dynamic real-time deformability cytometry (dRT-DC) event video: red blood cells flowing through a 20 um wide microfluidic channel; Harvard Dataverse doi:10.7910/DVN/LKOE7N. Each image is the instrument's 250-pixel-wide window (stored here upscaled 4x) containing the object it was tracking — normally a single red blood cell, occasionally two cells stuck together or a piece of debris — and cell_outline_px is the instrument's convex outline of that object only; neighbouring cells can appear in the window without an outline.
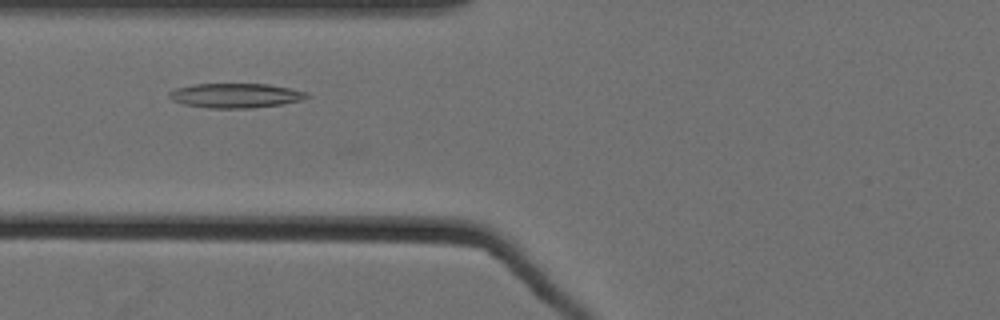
{"species": "Egyptian fruit bat (a non-hibernating species)", "species_latin": "Rousettus aegyptiacus", "temperature_condition": "cold", "stored_images_in_passage": 36, "camera_frame_rate_fps": 3000, "um_per_image_px": 0.085, "animal": {"sex": "female"}, "frame": {"image": 1, "passage_image": 7, "time_ms": 2.0, "image_size_px": [1000, 320], "cell_outline_px": [[312, 96], [304, 100], [280, 104], [248, 108], [208, 108], [184, 104], [172, 100], [168, 96], [168, 92], [176, 88], [192, 84], [268, 84], [308, 92]], "centroid_in_image_um": [20.03, 8.12], "position_along_channel_um": 105.8, "area_um2": 19.71}}
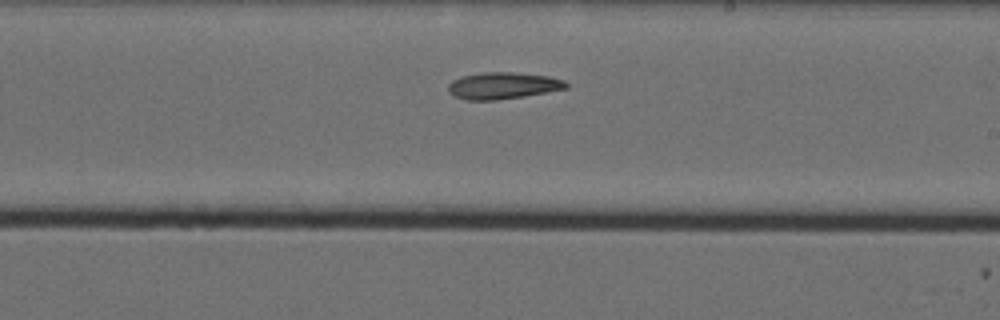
{"frame": {"image": 2, "passage_image": 19, "time_ms": 6.0, "image_size_px": [1000, 320], "cell_outline_px": [[568, 88], [524, 96], [496, 100], [464, 100], [452, 96], [448, 92], [448, 84], [452, 80], [460, 76], [484, 72], [516, 72], [548, 76], [564, 80], [568, 84]], "centroid_in_image_um": [42.7, 7.28], "position_along_channel_um": 246.3, "area_um2": 18.55}}
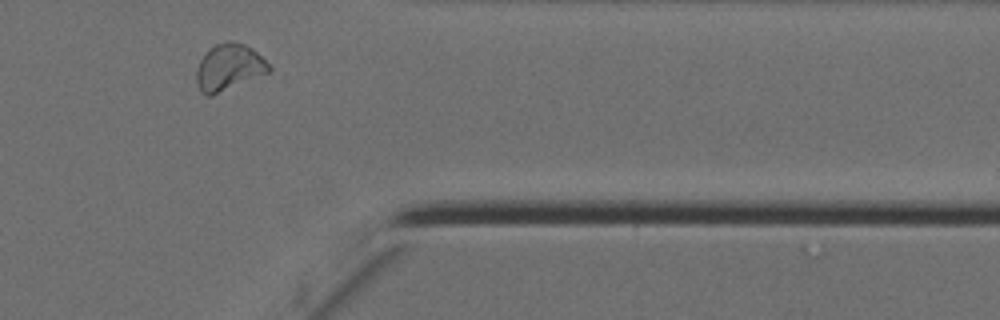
{"frame": {"image": 3, "passage_image": 32, "time_ms": 10.333, "image_size_px": [1000, 320], "cell_outline_px": [[272, 72], [212, 96], [208, 96], [200, 92], [196, 80], [196, 68], [200, 60], [208, 48], [216, 44], [244, 44], [252, 48], [272, 68]], "centroid_in_image_um": [19.45, 5.78], "position_along_channel_um": 392.0, "area_um2": 19.54}}